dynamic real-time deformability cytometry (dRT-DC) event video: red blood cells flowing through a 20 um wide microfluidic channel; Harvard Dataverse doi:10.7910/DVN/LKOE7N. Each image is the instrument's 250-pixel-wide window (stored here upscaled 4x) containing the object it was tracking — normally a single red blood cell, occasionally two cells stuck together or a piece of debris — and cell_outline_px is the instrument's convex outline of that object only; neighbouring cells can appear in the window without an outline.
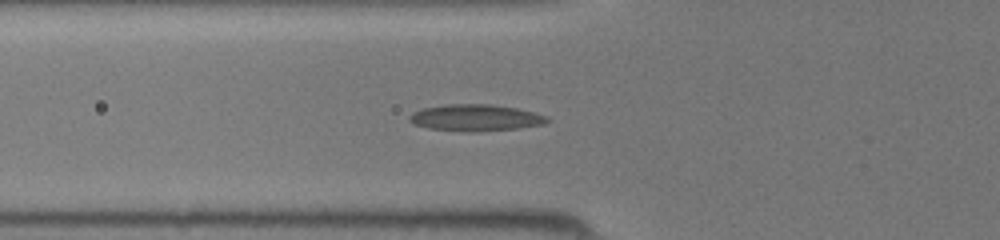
{"species": "common noctule bat (a hibernating species)", "species_latin": "Nyctalus noctula", "temperature_condition": "room temperature", "stored_images_in_passage": 34, "camera_frame_rate_fps": 3000, "um_per_image_px": 0.085, "animal": {"sex": "female", "body_mass_g": 19.5, "forearm_length_mm": 54.1}, "frame": {"image": 1, "passage_image": 8, "time_ms": 2.333, "image_size_px": [1000, 240], "cell_outline_px": [[552, 120], [544, 124], [520, 128], [476, 132], [464, 132], [428, 128], [416, 124], [408, 120], [408, 116], [412, 112], [424, 108], [448, 104], [492, 104], [516, 108], [548, 116]], "centroid_in_image_um": [40.44, 10.01], "position_along_channel_um": 85.4, "area_um2": 21.5}}
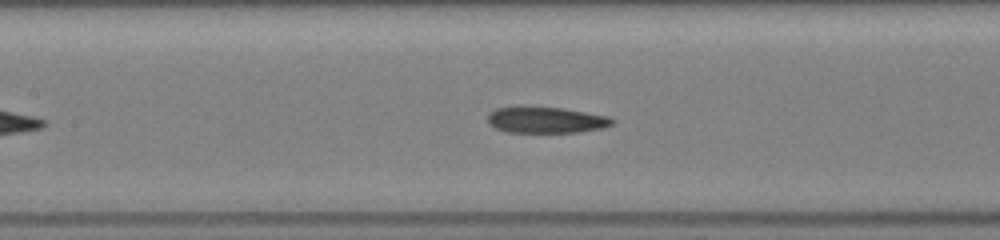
{"frame": {"image": 2, "passage_image": 13, "time_ms": 4.0, "image_size_px": [1000, 240], "cell_outline_px": [[612, 124], [604, 128], [580, 132], [508, 132], [496, 128], [488, 124], [488, 112], [496, 108], [516, 104], [520, 104], [564, 108], [608, 116], [612, 120]], "centroid_in_image_um": [46.33, 10.15], "position_along_channel_um": 161.1, "area_um2": 19.65}}
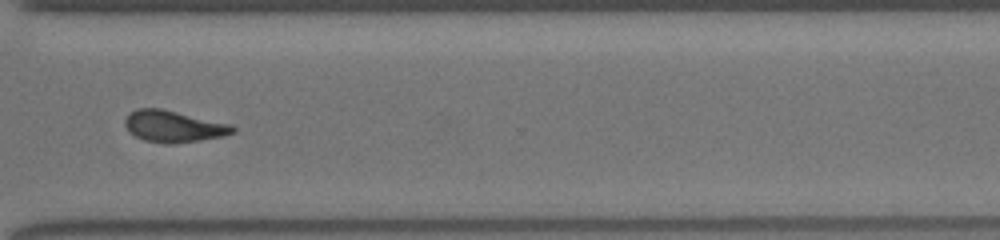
{"frame": {"image": 3, "passage_image": 26, "time_ms": 8.333, "image_size_px": [1000, 240], "cell_outline_px": [[236, 132], [224, 136], [200, 140], [172, 144], [168, 144], [144, 140], [136, 136], [124, 124], [124, 120], [128, 112], [136, 108], [160, 108], [232, 124], [236, 128]], "centroid_in_image_um": [14.77, 10.73], "position_along_channel_um": 355.8, "area_um2": 19.88}}